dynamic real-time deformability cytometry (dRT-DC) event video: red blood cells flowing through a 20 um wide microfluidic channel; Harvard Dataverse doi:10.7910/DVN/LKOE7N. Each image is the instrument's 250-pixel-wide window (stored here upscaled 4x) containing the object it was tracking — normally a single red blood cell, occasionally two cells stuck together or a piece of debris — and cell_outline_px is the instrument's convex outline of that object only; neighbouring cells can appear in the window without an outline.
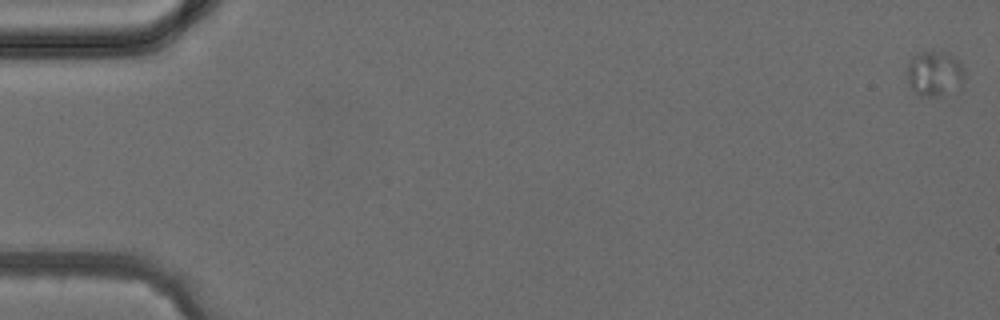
{"species": "common noctule bat (a hibernating species)", "species_latin": "Nyctalus noctula", "temperature_condition": "cold", "stored_images_in_passage": 4, "camera_frame_rate_fps": 3000, "um_per_image_px": 0.085, "animal": {"sex": "female", "body_mass_g": 24.6, "forearm_length_mm": 56.2}, "frame": {"image": 1, "passage_image": 1, "time_ms": 0.0, "image_size_px": [1000, 320], "cell_outline_px": [[964, 84], [960, 88], [936, 96], [920, 96], [908, 84], [908, 64], [912, 56], [916, 52], [944, 52], [952, 56], [964, 68]], "centroid_in_image_um": [79.44, 6.26], "position_along_channel_um": 5.6, "area_um2": 15.03}}
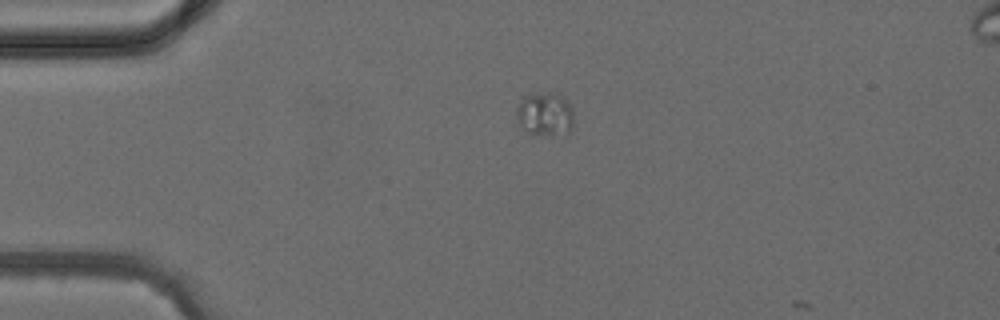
{"frame": {"image": 2, "passage_image": 3, "time_ms": 3.333, "image_size_px": [1000, 320], "cell_outline_px": [[572, 128], [568, 132], [552, 136], [532, 136], [516, 120], [516, 108], [520, 100], [524, 96], [532, 92], [560, 92], [572, 108]], "centroid_in_image_um": [46.3, 9.69], "position_along_channel_um": 38.7, "area_um2": 15.14}}